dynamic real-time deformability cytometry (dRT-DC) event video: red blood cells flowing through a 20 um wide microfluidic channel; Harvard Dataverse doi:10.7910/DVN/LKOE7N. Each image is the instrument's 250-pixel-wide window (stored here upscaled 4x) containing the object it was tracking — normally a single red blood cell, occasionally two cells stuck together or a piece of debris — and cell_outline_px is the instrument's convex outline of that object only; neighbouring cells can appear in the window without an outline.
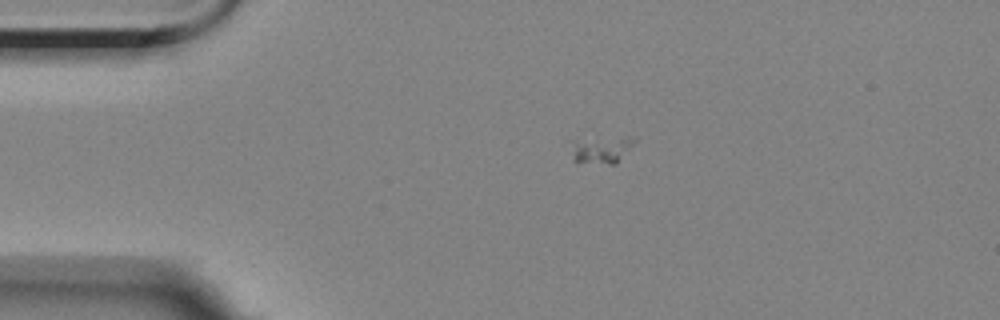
{"species": "Egyptian fruit bat (a non-hibernating species)", "species_latin": "Rousettus aegyptiacus", "temperature_condition": "room temperature", "stored_images_in_passage": 8, "camera_frame_rate_fps": 3000, "um_per_image_px": 0.085, "animal": {"sex": "female"}, "frame": {"image": 1, "passage_image": 1, "time_ms": 0.0, "image_size_px": [1000, 320], "cell_outline_px": [[636, 140], [616, 164], [608, 164], [572, 160], [568, 140], [628, 136], [636, 136]], "centroid_in_image_um": [51.06, 12.68], "position_along_channel_um": 33.9, "area_um2": 10.23}}